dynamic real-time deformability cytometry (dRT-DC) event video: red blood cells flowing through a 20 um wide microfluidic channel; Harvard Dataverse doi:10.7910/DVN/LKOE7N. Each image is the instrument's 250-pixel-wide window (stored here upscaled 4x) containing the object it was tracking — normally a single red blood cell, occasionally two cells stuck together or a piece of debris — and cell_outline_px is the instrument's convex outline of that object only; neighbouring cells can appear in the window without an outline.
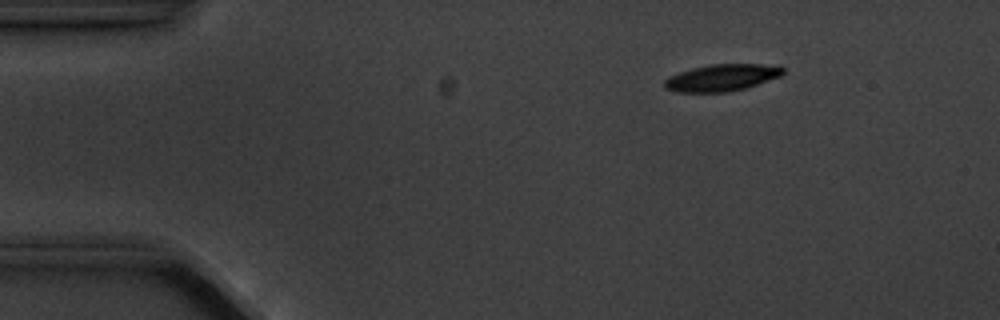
{"species": "common noctule bat (a hibernating species)", "species_latin": "Nyctalus noctula", "temperature_condition": "cold", "stored_images_in_passage": 4, "camera_frame_rate_fps": 3000, "um_per_image_px": 0.085, "animal": {"sex": "male", "body_mass_g": 20.1, "forearm_length_mm": 53.5}, "frame": {"image": 1, "passage_image": 2, "time_ms": 1.0, "image_size_px": [1000, 320], "cell_outline_px": [[784, 72], [780, 76], [744, 88], [728, 92], [676, 92], [664, 88], [664, 80], [668, 76], [692, 68], [712, 64], [760, 64], [784, 68]], "centroid_in_image_um": [61.28, 6.61], "position_along_channel_um": 23.7, "area_um2": 18.32}}